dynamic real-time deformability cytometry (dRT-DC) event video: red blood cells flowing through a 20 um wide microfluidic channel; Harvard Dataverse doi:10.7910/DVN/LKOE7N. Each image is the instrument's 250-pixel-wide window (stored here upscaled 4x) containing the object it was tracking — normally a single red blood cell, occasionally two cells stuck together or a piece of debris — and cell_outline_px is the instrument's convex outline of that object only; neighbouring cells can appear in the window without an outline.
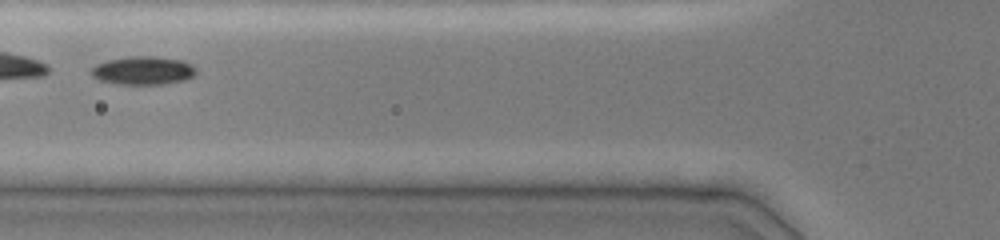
{"species": "common noctule bat (a hibernating species)", "species_latin": "Nyctalus noctula", "temperature_condition": "cold", "stored_images_in_passage": 10, "camera_frame_rate_fps": 3000, "um_per_image_px": 0.085, "animal": {"sex": "female", "body_mass_g": 19.0, "forearm_length_mm": 51.5}, "frame": {"image": 1, "passage_image": 7, "time_ms": 3.0, "image_size_px": [1000, 240], "cell_outline_px": [[196, 72], [192, 76], [184, 80], [164, 84], [116, 84], [100, 80], [92, 76], [88, 72], [96, 64], [108, 60], [128, 56], [156, 56], [180, 60], [192, 64], [196, 68]], "centroid_in_image_um": [12.14, 5.99], "position_along_channel_um": 113.7, "area_um2": 17.4}}